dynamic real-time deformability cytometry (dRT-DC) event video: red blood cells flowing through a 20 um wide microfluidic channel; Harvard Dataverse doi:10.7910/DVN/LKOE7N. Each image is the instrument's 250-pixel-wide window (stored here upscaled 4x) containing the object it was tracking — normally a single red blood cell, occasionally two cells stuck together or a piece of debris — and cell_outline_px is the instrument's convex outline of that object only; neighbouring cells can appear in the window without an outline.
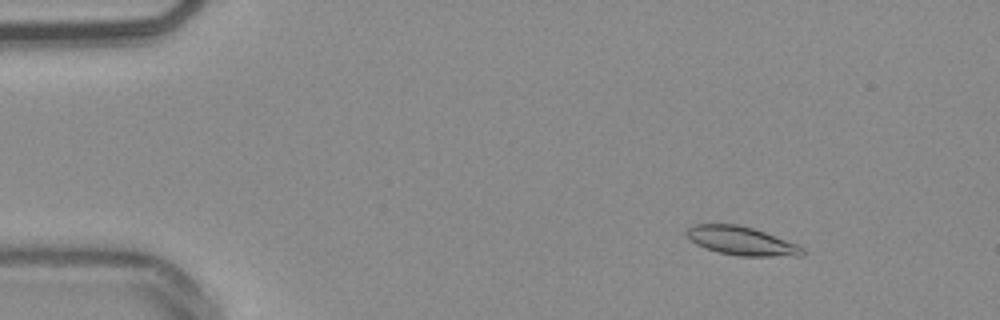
{"species": "common noctule bat (a hibernating species)", "species_latin": "Nyctalus noctula", "temperature_condition": "warm", "stored_images_in_passage": 54, "camera_frame_rate_fps": 3000, "um_per_image_px": 0.085, "animal": {"sex": "male", "body_mass_g": 20.4}, "frame": {"image": 1, "passage_image": 8, "time_ms": 2.333, "image_size_px": [1000, 320], "cell_outline_px": [[808, 252], [804, 256], [740, 256], [720, 252], [704, 248], [696, 244], [684, 232], [692, 224], [736, 224], [752, 228], [764, 232], [796, 244], [804, 248]], "centroid_in_image_um": [63.04, 20.48], "position_along_channel_um": 22.0, "area_um2": 19.25}}
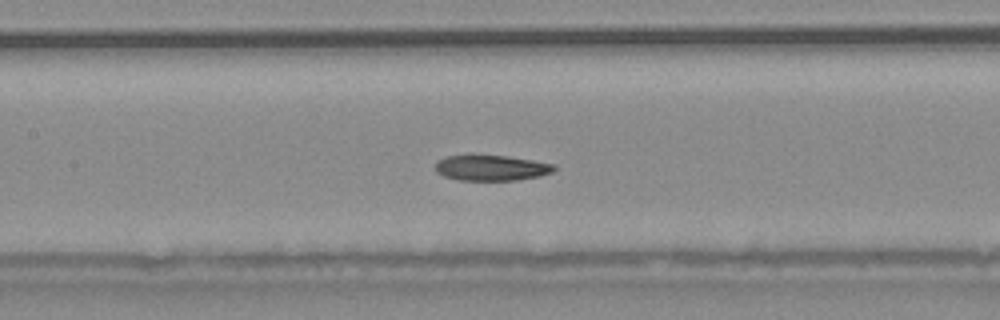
{"frame": {"image": 2, "passage_image": 26, "time_ms": 8.333, "image_size_px": [1000, 320], "cell_outline_px": [[556, 168], [552, 172], [540, 176], [516, 180], [456, 180], [444, 176], [436, 172], [436, 160], [448, 156], [472, 152], [508, 156], [556, 164]], "centroid_in_image_um": [41.72, 14.22], "position_along_channel_um": 165.7, "area_um2": 18.44}}
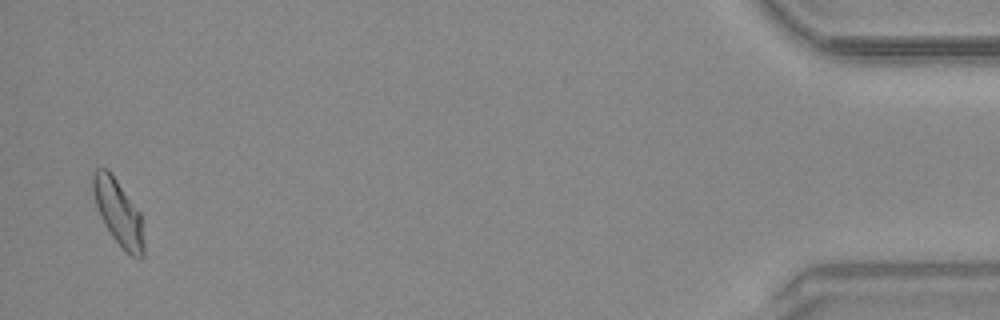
{"frame": {"image": 3, "passage_image": 53, "time_ms": 17.333, "image_size_px": [1000, 320], "cell_outline_px": [[144, 256], [140, 260], [132, 256], [112, 236], [104, 224], [100, 216], [96, 204], [92, 188], [92, 176], [96, 168], [108, 168], [140, 212], [144, 244]], "centroid_in_image_um": [10.06, 18.05], "position_along_channel_um": 425.1, "area_um2": 19.25}, "authors_computed_cell_mechanics": {"area_um2": 18.9584, "velocity_mm_per_s": 3.8224, "shape_relaxation_time_tau1_ms": 3.8092, "shape_relaxation_time_tau2_ms": 3.2674, "deformation_change_tau1": 0.1188, "deformation_change_tau2": 0.0871}}